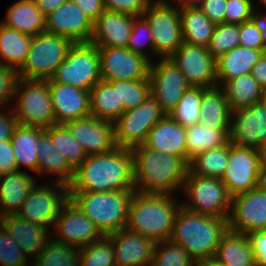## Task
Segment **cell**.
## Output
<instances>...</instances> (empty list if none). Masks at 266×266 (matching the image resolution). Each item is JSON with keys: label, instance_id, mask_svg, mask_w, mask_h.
<instances>
[{"label": "cell", "instance_id": "obj_16", "mask_svg": "<svg viewBox=\"0 0 266 266\" xmlns=\"http://www.w3.org/2000/svg\"><path fill=\"white\" fill-rule=\"evenodd\" d=\"M151 93L160 102L162 111L169 115L190 87L182 72L170 58H158L149 68Z\"/></svg>", "mask_w": 266, "mask_h": 266}, {"label": "cell", "instance_id": "obj_8", "mask_svg": "<svg viewBox=\"0 0 266 266\" xmlns=\"http://www.w3.org/2000/svg\"><path fill=\"white\" fill-rule=\"evenodd\" d=\"M73 44L74 42L66 36L47 32L33 36L25 63L17 70L19 77L50 79Z\"/></svg>", "mask_w": 266, "mask_h": 266}, {"label": "cell", "instance_id": "obj_21", "mask_svg": "<svg viewBox=\"0 0 266 266\" xmlns=\"http://www.w3.org/2000/svg\"><path fill=\"white\" fill-rule=\"evenodd\" d=\"M75 140L80 143L87 156L111 151L115 148L114 124L92 115L64 124Z\"/></svg>", "mask_w": 266, "mask_h": 266}, {"label": "cell", "instance_id": "obj_61", "mask_svg": "<svg viewBox=\"0 0 266 266\" xmlns=\"http://www.w3.org/2000/svg\"><path fill=\"white\" fill-rule=\"evenodd\" d=\"M260 188L266 190V163H261L259 185Z\"/></svg>", "mask_w": 266, "mask_h": 266}, {"label": "cell", "instance_id": "obj_63", "mask_svg": "<svg viewBox=\"0 0 266 266\" xmlns=\"http://www.w3.org/2000/svg\"><path fill=\"white\" fill-rule=\"evenodd\" d=\"M199 266H224L220 263H218L214 258L208 259V260H201L196 262Z\"/></svg>", "mask_w": 266, "mask_h": 266}, {"label": "cell", "instance_id": "obj_38", "mask_svg": "<svg viewBox=\"0 0 266 266\" xmlns=\"http://www.w3.org/2000/svg\"><path fill=\"white\" fill-rule=\"evenodd\" d=\"M185 130L188 164L199 153L229 142V135L224 130H216L215 126H210L209 123H196L185 127Z\"/></svg>", "mask_w": 266, "mask_h": 266}, {"label": "cell", "instance_id": "obj_27", "mask_svg": "<svg viewBox=\"0 0 266 266\" xmlns=\"http://www.w3.org/2000/svg\"><path fill=\"white\" fill-rule=\"evenodd\" d=\"M144 144L151 149L181 157L187 162L185 127L170 115H165L150 129Z\"/></svg>", "mask_w": 266, "mask_h": 266}, {"label": "cell", "instance_id": "obj_28", "mask_svg": "<svg viewBox=\"0 0 266 266\" xmlns=\"http://www.w3.org/2000/svg\"><path fill=\"white\" fill-rule=\"evenodd\" d=\"M38 146L37 176L45 177L46 175L47 181L51 176L49 181H57L69 185L73 180L75 169L54 148L45 130L39 135Z\"/></svg>", "mask_w": 266, "mask_h": 266}, {"label": "cell", "instance_id": "obj_60", "mask_svg": "<svg viewBox=\"0 0 266 266\" xmlns=\"http://www.w3.org/2000/svg\"><path fill=\"white\" fill-rule=\"evenodd\" d=\"M42 14L47 17L68 0H34Z\"/></svg>", "mask_w": 266, "mask_h": 266}, {"label": "cell", "instance_id": "obj_12", "mask_svg": "<svg viewBox=\"0 0 266 266\" xmlns=\"http://www.w3.org/2000/svg\"><path fill=\"white\" fill-rule=\"evenodd\" d=\"M68 199V185L47 181L33 188L17 214L30 223L52 231L60 210Z\"/></svg>", "mask_w": 266, "mask_h": 266}, {"label": "cell", "instance_id": "obj_51", "mask_svg": "<svg viewBox=\"0 0 266 266\" xmlns=\"http://www.w3.org/2000/svg\"><path fill=\"white\" fill-rule=\"evenodd\" d=\"M153 0H104L105 10L142 16Z\"/></svg>", "mask_w": 266, "mask_h": 266}, {"label": "cell", "instance_id": "obj_43", "mask_svg": "<svg viewBox=\"0 0 266 266\" xmlns=\"http://www.w3.org/2000/svg\"><path fill=\"white\" fill-rule=\"evenodd\" d=\"M114 262V248L108 236L79 248L78 266H111Z\"/></svg>", "mask_w": 266, "mask_h": 266}, {"label": "cell", "instance_id": "obj_9", "mask_svg": "<svg viewBox=\"0 0 266 266\" xmlns=\"http://www.w3.org/2000/svg\"><path fill=\"white\" fill-rule=\"evenodd\" d=\"M101 80L98 47L90 42L74 43L48 82L68 84L90 91Z\"/></svg>", "mask_w": 266, "mask_h": 266}, {"label": "cell", "instance_id": "obj_45", "mask_svg": "<svg viewBox=\"0 0 266 266\" xmlns=\"http://www.w3.org/2000/svg\"><path fill=\"white\" fill-rule=\"evenodd\" d=\"M126 48L131 50L133 53L144 56L150 62L153 61L154 42L152 38V31L149 23L143 16H136L133 19L132 30Z\"/></svg>", "mask_w": 266, "mask_h": 266}, {"label": "cell", "instance_id": "obj_59", "mask_svg": "<svg viewBox=\"0 0 266 266\" xmlns=\"http://www.w3.org/2000/svg\"><path fill=\"white\" fill-rule=\"evenodd\" d=\"M264 12L262 13V9H261V12L260 10L258 11V9H255L252 12V16L250 20L260 30L262 41L264 45L266 46V11Z\"/></svg>", "mask_w": 266, "mask_h": 266}, {"label": "cell", "instance_id": "obj_62", "mask_svg": "<svg viewBox=\"0 0 266 266\" xmlns=\"http://www.w3.org/2000/svg\"><path fill=\"white\" fill-rule=\"evenodd\" d=\"M204 0H181L177 5L184 7H199Z\"/></svg>", "mask_w": 266, "mask_h": 266}, {"label": "cell", "instance_id": "obj_30", "mask_svg": "<svg viewBox=\"0 0 266 266\" xmlns=\"http://www.w3.org/2000/svg\"><path fill=\"white\" fill-rule=\"evenodd\" d=\"M214 259L224 266H256L249 236L229 229L223 234Z\"/></svg>", "mask_w": 266, "mask_h": 266}, {"label": "cell", "instance_id": "obj_31", "mask_svg": "<svg viewBox=\"0 0 266 266\" xmlns=\"http://www.w3.org/2000/svg\"><path fill=\"white\" fill-rule=\"evenodd\" d=\"M2 24L23 34L35 36L45 32V16L34 0H17L7 7Z\"/></svg>", "mask_w": 266, "mask_h": 266}, {"label": "cell", "instance_id": "obj_58", "mask_svg": "<svg viewBox=\"0 0 266 266\" xmlns=\"http://www.w3.org/2000/svg\"><path fill=\"white\" fill-rule=\"evenodd\" d=\"M251 75L259 83L260 87L266 90V53L252 67Z\"/></svg>", "mask_w": 266, "mask_h": 266}, {"label": "cell", "instance_id": "obj_6", "mask_svg": "<svg viewBox=\"0 0 266 266\" xmlns=\"http://www.w3.org/2000/svg\"><path fill=\"white\" fill-rule=\"evenodd\" d=\"M11 107L20 125L46 129L57 124L48 80L19 77Z\"/></svg>", "mask_w": 266, "mask_h": 266}, {"label": "cell", "instance_id": "obj_65", "mask_svg": "<svg viewBox=\"0 0 266 266\" xmlns=\"http://www.w3.org/2000/svg\"><path fill=\"white\" fill-rule=\"evenodd\" d=\"M261 163H266V144L261 148Z\"/></svg>", "mask_w": 266, "mask_h": 266}, {"label": "cell", "instance_id": "obj_54", "mask_svg": "<svg viewBox=\"0 0 266 266\" xmlns=\"http://www.w3.org/2000/svg\"><path fill=\"white\" fill-rule=\"evenodd\" d=\"M227 0H204L199 6L209 20L215 24L224 23Z\"/></svg>", "mask_w": 266, "mask_h": 266}, {"label": "cell", "instance_id": "obj_41", "mask_svg": "<svg viewBox=\"0 0 266 266\" xmlns=\"http://www.w3.org/2000/svg\"><path fill=\"white\" fill-rule=\"evenodd\" d=\"M45 131L48 133L54 148L66 158L74 169L87 158L82 145L75 140L64 124L53 125L46 128Z\"/></svg>", "mask_w": 266, "mask_h": 266}, {"label": "cell", "instance_id": "obj_15", "mask_svg": "<svg viewBox=\"0 0 266 266\" xmlns=\"http://www.w3.org/2000/svg\"><path fill=\"white\" fill-rule=\"evenodd\" d=\"M100 75L105 81L150 80V61L126 47H98Z\"/></svg>", "mask_w": 266, "mask_h": 266}, {"label": "cell", "instance_id": "obj_4", "mask_svg": "<svg viewBox=\"0 0 266 266\" xmlns=\"http://www.w3.org/2000/svg\"><path fill=\"white\" fill-rule=\"evenodd\" d=\"M228 220L196 213L183 206L177 212L170 240L181 246L195 262L213 259Z\"/></svg>", "mask_w": 266, "mask_h": 266}, {"label": "cell", "instance_id": "obj_36", "mask_svg": "<svg viewBox=\"0 0 266 266\" xmlns=\"http://www.w3.org/2000/svg\"><path fill=\"white\" fill-rule=\"evenodd\" d=\"M183 41L207 47L216 24L199 7L179 6Z\"/></svg>", "mask_w": 266, "mask_h": 266}, {"label": "cell", "instance_id": "obj_66", "mask_svg": "<svg viewBox=\"0 0 266 266\" xmlns=\"http://www.w3.org/2000/svg\"><path fill=\"white\" fill-rule=\"evenodd\" d=\"M163 2L169 3V4H178L181 0H162Z\"/></svg>", "mask_w": 266, "mask_h": 266}, {"label": "cell", "instance_id": "obj_3", "mask_svg": "<svg viewBox=\"0 0 266 266\" xmlns=\"http://www.w3.org/2000/svg\"><path fill=\"white\" fill-rule=\"evenodd\" d=\"M177 195L134 191L126 229L153 240H170L177 212L182 206Z\"/></svg>", "mask_w": 266, "mask_h": 266}, {"label": "cell", "instance_id": "obj_19", "mask_svg": "<svg viewBox=\"0 0 266 266\" xmlns=\"http://www.w3.org/2000/svg\"><path fill=\"white\" fill-rule=\"evenodd\" d=\"M229 141L261 150L266 144V107L262 102L232 111Z\"/></svg>", "mask_w": 266, "mask_h": 266}, {"label": "cell", "instance_id": "obj_20", "mask_svg": "<svg viewBox=\"0 0 266 266\" xmlns=\"http://www.w3.org/2000/svg\"><path fill=\"white\" fill-rule=\"evenodd\" d=\"M45 32L66 36L74 43L90 42L93 22L75 2L68 0L45 18Z\"/></svg>", "mask_w": 266, "mask_h": 266}, {"label": "cell", "instance_id": "obj_11", "mask_svg": "<svg viewBox=\"0 0 266 266\" xmlns=\"http://www.w3.org/2000/svg\"><path fill=\"white\" fill-rule=\"evenodd\" d=\"M165 115L160 102L150 92L140 106L124 112L113 123L115 146L132 149L144 144L150 129Z\"/></svg>", "mask_w": 266, "mask_h": 266}, {"label": "cell", "instance_id": "obj_53", "mask_svg": "<svg viewBox=\"0 0 266 266\" xmlns=\"http://www.w3.org/2000/svg\"><path fill=\"white\" fill-rule=\"evenodd\" d=\"M18 125L13 108L11 106L0 107V141L10 140Z\"/></svg>", "mask_w": 266, "mask_h": 266}, {"label": "cell", "instance_id": "obj_22", "mask_svg": "<svg viewBox=\"0 0 266 266\" xmlns=\"http://www.w3.org/2000/svg\"><path fill=\"white\" fill-rule=\"evenodd\" d=\"M48 88L57 124L91 115L90 91L58 82H48Z\"/></svg>", "mask_w": 266, "mask_h": 266}, {"label": "cell", "instance_id": "obj_2", "mask_svg": "<svg viewBox=\"0 0 266 266\" xmlns=\"http://www.w3.org/2000/svg\"><path fill=\"white\" fill-rule=\"evenodd\" d=\"M131 152L136 192L177 195L182 191L189 170L183 158L145 144L133 147Z\"/></svg>", "mask_w": 266, "mask_h": 266}, {"label": "cell", "instance_id": "obj_56", "mask_svg": "<svg viewBox=\"0 0 266 266\" xmlns=\"http://www.w3.org/2000/svg\"><path fill=\"white\" fill-rule=\"evenodd\" d=\"M255 254L256 266H266V230L248 234Z\"/></svg>", "mask_w": 266, "mask_h": 266}, {"label": "cell", "instance_id": "obj_1", "mask_svg": "<svg viewBox=\"0 0 266 266\" xmlns=\"http://www.w3.org/2000/svg\"><path fill=\"white\" fill-rule=\"evenodd\" d=\"M69 191H135L133 156L130 148L89 155L75 169Z\"/></svg>", "mask_w": 266, "mask_h": 266}, {"label": "cell", "instance_id": "obj_37", "mask_svg": "<svg viewBox=\"0 0 266 266\" xmlns=\"http://www.w3.org/2000/svg\"><path fill=\"white\" fill-rule=\"evenodd\" d=\"M32 36L9 28L0 21V64L18 70L26 60Z\"/></svg>", "mask_w": 266, "mask_h": 266}, {"label": "cell", "instance_id": "obj_67", "mask_svg": "<svg viewBox=\"0 0 266 266\" xmlns=\"http://www.w3.org/2000/svg\"><path fill=\"white\" fill-rule=\"evenodd\" d=\"M261 102L263 103V105L266 107V90L263 91V96H262V100Z\"/></svg>", "mask_w": 266, "mask_h": 266}, {"label": "cell", "instance_id": "obj_64", "mask_svg": "<svg viewBox=\"0 0 266 266\" xmlns=\"http://www.w3.org/2000/svg\"><path fill=\"white\" fill-rule=\"evenodd\" d=\"M258 6H262V7H258ZM255 8L256 9L263 8V11L264 9L266 11V0H257V4L255 5Z\"/></svg>", "mask_w": 266, "mask_h": 266}, {"label": "cell", "instance_id": "obj_7", "mask_svg": "<svg viewBox=\"0 0 266 266\" xmlns=\"http://www.w3.org/2000/svg\"><path fill=\"white\" fill-rule=\"evenodd\" d=\"M181 192L186 198L181 204L187 210L228 220L231 196L220 179L195 175L188 170Z\"/></svg>", "mask_w": 266, "mask_h": 266}, {"label": "cell", "instance_id": "obj_48", "mask_svg": "<svg viewBox=\"0 0 266 266\" xmlns=\"http://www.w3.org/2000/svg\"><path fill=\"white\" fill-rule=\"evenodd\" d=\"M0 264L1 266H31V261L0 223Z\"/></svg>", "mask_w": 266, "mask_h": 266}, {"label": "cell", "instance_id": "obj_39", "mask_svg": "<svg viewBox=\"0 0 266 266\" xmlns=\"http://www.w3.org/2000/svg\"><path fill=\"white\" fill-rule=\"evenodd\" d=\"M229 158V142L217 148L208 149L192 158L189 171L192 174L221 179Z\"/></svg>", "mask_w": 266, "mask_h": 266}, {"label": "cell", "instance_id": "obj_42", "mask_svg": "<svg viewBox=\"0 0 266 266\" xmlns=\"http://www.w3.org/2000/svg\"><path fill=\"white\" fill-rule=\"evenodd\" d=\"M206 90L203 87L190 86L169 115L183 127L199 123L201 119L200 105Z\"/></svg>", "mask_w": 266, "mask_h": 266}, {"label": "cell", "instance_id": "obj_29", "mask_svg": "<svg viewBox=\"0 0 266 266\" xmlns=\"http://www.w3.org/2000/svg\"><path fill=\"white\" fill-rule=\"evenodd\" d=\"M266 51L235 47L216 59L217 86L233 78L249 74Z\"/></svg>", "mask_w": 266, "mask_h": 266}, {"label": "cell", "instance_id": "obj_32", "mask_svg": "<svg viewBox=\"0 0 266 266\" xmlns=\"http://www.w3.org/2000/svg\"><path fill=\"white\" fill-rule=\"evenodd\" d=\"M41 127L18 125L10 138L18 170L32 171L37 176L38 138L44 131Z\"/></svg>", "mask_w": 266, "mask_h": 266}, {"label": "cell", "instance_id": "obj_34", "mask_svg": "<svg viewBox=\"0 0 266 266\" xmlns=\"http://www.w3.org/2000/svg\"><path fill=\"white\" fill-rule=\"evenodd\" d=\"M200 114L199 123H209L210 126H215L216 130H224L230 134L232 109L219 86L207 89L203 93Z\"/></svg>", "mask_w": 266, "mask_h": 266}, {"label": "cell", "instance_id": "obj_10", "mask_svg": "<svg viewBox=\"0 0 266 266\" xmlns=\"http://www.w3.org/2000/svg\"><path fill=\"white\" fill-rule=\"evenodd\" d=\"M142 16L147 20L152 31L153 60L169 58L184 42L179 6L162 0H153Z\"/></svg>", "mask_w": 266, "mask_h": 266}, {"label": "cell", "instance_id": "obj_49", "mask_svg": "<svg viewBox=\"0 0 266 266\" xmlns=\"http://www.w3.org/2000/svg\"><path fill=\"white\" fill-rule=\"evenodd\" d=\"M255 0H227L224 23L241 24L251 19Z\"/></svg>", "mask_w": 266, "mask_h": 266}, {"label": "cell", "instance_id": "obj_52", "mask_svg": "<svg viewBox=\"0 0 266 266\" xmlns=\"http://www.w3.org/2000/svg\"><path fill=\"white\" fill-rule=\"evenodd\" d=\"M239 31L240 46L266 51L261 32L251 20L239 24Z\"/></svg>", "mask_w": 266, "mask_h": 266}, {"label": "cell", "instance_id": "obj_25", "mask_svg": "<svg viewBox=\"0 0 266 266\" xmlns=\"http://www.w3.org/2000/svg\"><path fill=\"white\" fill-rule=\"evenodd\" d=\"M135 17L105 10L93 23L90 43L97 47H126Z\"/></svg>", "mask_w": 266, "mask_h": 266}, {"label": "cell", "instance_id": "obj_33", "mask_svg": "<svg viewBox=\"0 0 266 266\" xmlns=\"http://www.w3.org/2000/svg\"><path fill=\"white\" fill-rule=\"evenodd\" d=\"M91 115L114 123L123 113L122 104H118L117 80H100L90 90Z\"/></svg>", "mask_w": 266, "mask_h": 266}, {"label": "cell", "instance_id": "obj_44", "mask_svg": "<svg viewBox=\"0 0 266 266\" xmlns=\"http://www.w3.org/2000/svg\"><path fill=\"white\" fill-rule=\"evenodd\" d=\"M150 92V80H117L118 104H122L124 112L140 106Z\"/></svg>", "mask_w": 266, "mask_h": 266}, {"label": "cell", "instance_id": "obj_13", "mask_svg": "<svg viewBox=\"0 0 266 266\" xmlns=\"http://www.w3.org/2000/svg\"><path fill=\"white\" fill-rule=\"evenodd\" d=\"M261 162V150L229 141V158L220 180L231 197L258 187Z\"/></svg>", "mask_w": 266, "mask_h": 266}, {"label": "cell", "instance_id": "obj_47", "mask_svg": "<svg viewBox=\"0 0 266 266\" xmlns=\"http://www.w3.org/2000/svg\"><path fill=\"white\" fill-rule=\"evenodd\" d=\"M239 24H216L207 50L217 59L240 45Z\"/></svg>", "mask_w": 266, "mask_h": 266}, {"label": "cell", "instance_id": "obj_35", "mask_svg": "<svg viewBox=\"0 0 266 266\" xmlns=\"http://www.w3.org/2000/svg\"><path fill=\"white\" fill-rule=\"evenodd\" d=\"M219 87L232 111L260 103L264 91L251 73L225 81Z\"/></svg>", "mask_w": 266, "mask_h": 266}, {"label": "cell", "instance_id": "obj_26", "mask_svg": "<svg viewBox=\"0 0 266 266\" xmlns=\"http://www.w3.org/2000/svg\"><path fill=\"white\" fill-rule=\"evenodd\" d=\"M34 173L16 170L0 176V217L17 214L30 192L38 184Z\"/></svg>", "mask_w": 266, "mask_h": 266}, {"label": "cell", "instance_id": "obj_14", "mask_svg": "<svg viewBox=\"0 0 266 266\" xmlns=\"http://www.w3.org/2000/svg\"><path fill=\"white\" fill-rule=\"evenodd\" d=\"M193 87H217L216 59L207 47L183 42L169 57Z\"/></svg>", "mask_w": 266, "mask_h": 266}, {"label": "cell", "instance_id": "obj_57", "mask_svg": "<svg viewBox=\"0 0 266 266\" xmlns=\"http://www.w3.org/2000/svg\"><path fill=\"white\" fill-rule=\"evenodd\" d=\"M71 1L75 2L93 23L105 11L104 0H71Z\"/></svg>", "mask_w": 266, "mask_h": 266}, {"label": "cell", "instance_id": "obj_24", "mask_svg": "<svg viewBox=\"0 0 266 266\" xmlns=\"http://www.w3.org/2000/svg\"><path fill=\"white\" fill-rule=\"evenodd\" d=\"M0 223L7 229L9 235L18 243L30 261L43 251L46 243L52 237L50 229L30 223L18 214L1 216Z\"/></svg>", "mask_w": 266, "mask_h": 266}, {"label": "cell", "instance_id": "obj_40", "mask_svg": "<svg viewBox=\"0 0 266 266\" xmlns=\"http://www.w3.org/2000/svg\"><path fill=\"white\" fill-rule=\"evenodd\" d=\"M79 248L51 237L43 251L31 261V266H78Z\"/></svg>", "mask_w": 266, "mask_h": 266}, {"label": "cell", "instance_id": "obj_68", "mask_svg": "<svg viewBox=\"0 0 266 266\" xmlns=\"http://www.w3.org/2000/svg\"><path fill=\"white\" fill-rule=\"evenodd\" d=\"M111 266H125V265H123L121 263L114 262Z\"/></svg>", "mask_w": 266, "mask_h": 266}, {"label": "cell", "instance_id": "obj_23", "mask_svg": "<svg viewBox=\"0 0 266 266\" xmlns=\"http://www.w3.org/2000/svg\"><path fill=\"white\" fill-rule=\"evenodd\" d=\"M114 248L115 262L125 266H150L156 243L140 234L121 229L107 235Z\"/></svg>", "mask_w": 266, "mask_h": 266}, {"label": "cell", "instance_id": "obj_17", "mask_svg": "<svg viewBox=\"0 0 266 266\" xmlns=\"http://www.w3.org/2000/svg\"><path fill=\"white\" fill-rule=\"evenodd\" d=\"M51 234L55 240L78 248L104 236L70 198L63 204Z\"/></svg>", "mask_w": 266, "mask_h": 266}, {"label": "cell", "instance_id": "obj_18", "mask_svg": "<svg viewBox=\"0 0 266 266\" xmlns=\"http://www.w3.org/2000/svg\"><path fill=\"white\" fill-rule=\"evenodd\" d=\"M228 229L246 235L266 230V190L258 186L231 197Z\"/></svg>", "mask_w": 266, "mask_h": 266}, {"label": "cell", "instance_id": "obj_50", "mask_svg": "<svg viewBox=\"0 0 266 266\" xmlns=\"http://www.w3.org/2000/svg\"><path fill=\"white\" fill-rule=\"evenodd\" d=\"M18 79L16 69L0 64V107L12 105Z\"/></svg>", "mask_w": 266, "mask_h": 266}, {"label": "cell", "instance_id": "obj_55", "mask_svg": "<svg viewBox=\"0 0 266 266\" xmlns=\"http://www.w3.org/2000/svg\"><path fill=\"white\" fill-rule=\"evenodd\" d=\"M18 170L10 140L0 141V176Z\"/></svg>", "mask_w": 266, "mask_h": 266}, {"label": "cell", "instance_id": "obj_46", "mask_svg": "<svg viewBox=\"0 0 266 266\" xmlns=\"http://www.w3.org/2000/svg\"><path fill=\"white\" fill-rule=\"evenodd\" d=\"M195 263L181 246L164 240L156 243L150 266H193Z\"/></svg>", "mask_w": 266, "mask_h": 266}, {"label": "cell", "instance_id": "obj_5", "mask_svg": "<svg viewBox=\"0 0 266 266\" xmlns=\"http://www.w3.org/2000/svg\"><path fill=\"white\" fill-rule=\"evenodd\" d=\"M134 191H69V198L107 236L125 229Z\"/></svg>", "mask_w": 266, "mask_h": 266}]
</instances>
